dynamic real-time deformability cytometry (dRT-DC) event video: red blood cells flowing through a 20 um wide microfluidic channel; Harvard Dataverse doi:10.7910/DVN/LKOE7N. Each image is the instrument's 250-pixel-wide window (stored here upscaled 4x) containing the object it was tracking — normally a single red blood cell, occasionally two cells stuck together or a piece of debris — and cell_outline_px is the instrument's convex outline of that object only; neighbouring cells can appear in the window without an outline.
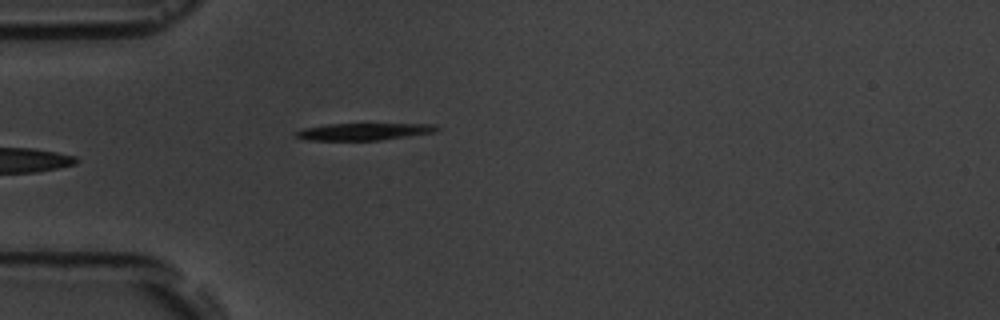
{"species": "common noctule bat (a hibernating species)", "species_latin": "Nyctalus noctula", "temperature_condition": "room temperature", "stored_images_in_passage": 6, "camera_frame_rate_fps": 3000, "um_per_image_px": 0.085, "animal": {"sex": "male", "body_mass_g": 19.5, "forearm_length_mm": 54.6}, "frame": {"image": 1, "passage_image": 6, "time_ms": 5.667, "image_size_px": [1000, 320], "cell_outline_px": [[440, 128], [436, 132], [380, 140], [308, 140], [296, 136], [296, 132], [304, 128], [324, 124], [436, 124]], "centroid_in_image_um": [30.96, 11.18], "position_along_channel_um": 54.0, "area_um2": 13.87}}